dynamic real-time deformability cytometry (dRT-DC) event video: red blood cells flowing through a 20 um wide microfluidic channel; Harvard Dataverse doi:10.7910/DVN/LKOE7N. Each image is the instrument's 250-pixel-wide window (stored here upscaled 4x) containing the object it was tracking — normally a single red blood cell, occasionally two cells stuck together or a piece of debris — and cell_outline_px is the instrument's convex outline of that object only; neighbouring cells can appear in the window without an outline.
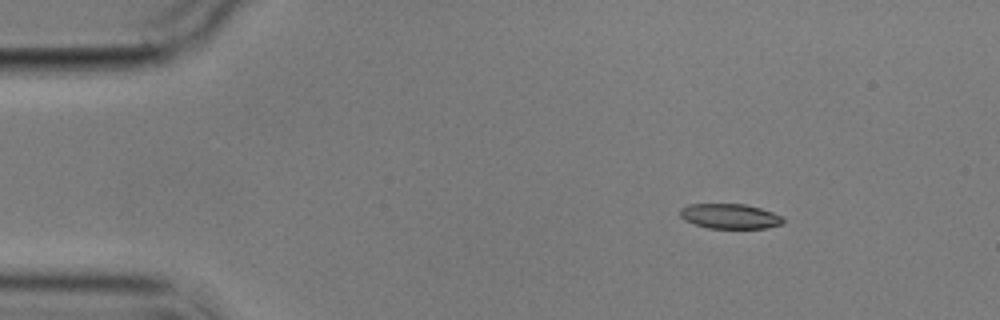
{"species": "common noctule bat (a hibernating species)", "species_latin": "Nyctalus noctula", "temperature_condition": "cold", "stored_images_in_passage": 8, "camera_frame_rate_fps": 3000, "um_per_image_px": 0.085, "animal": {"sex": "male", "body_mass_g": 17.9}, "frame": {"image": 1, "passage_image": 1, "time_ms": 0.0, "image_size_px": [1000, 320], "cell_outline_px": [[784, 220], [780, 224], [764, 228], [708, 228], [684, 220], [680, 216], [680, 208], [688, 204], [744, 204], [760, 208], [772, 212], [780, 216]], "centroid_in_image_um": [61.99, 18.37], "position_along_channel_um": 23.0, "area_um2": 14.8}}
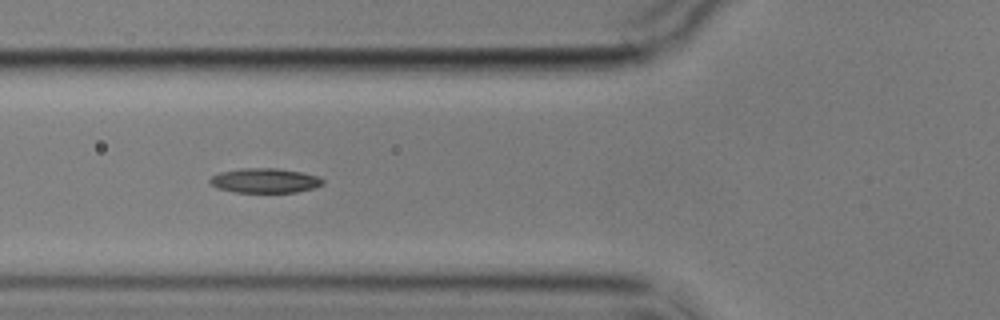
{"frame": {"image": 2, "passage_image": 5, "time_ms": 4.333, "image_size_px": [1000, 320], "cell_outline_px": [[324, 184], [316, 188], [296, 192], [236, 192], [216, 188], [208, 180], [212, 176], [220, 172], [240, 168], [276, 168], [300, 172], [320, 176], [324, 180]], "centroid_in_image_um": [22.54, 15.35], "position_along_channel_um": 103.3, "area_um2": 16.3}}
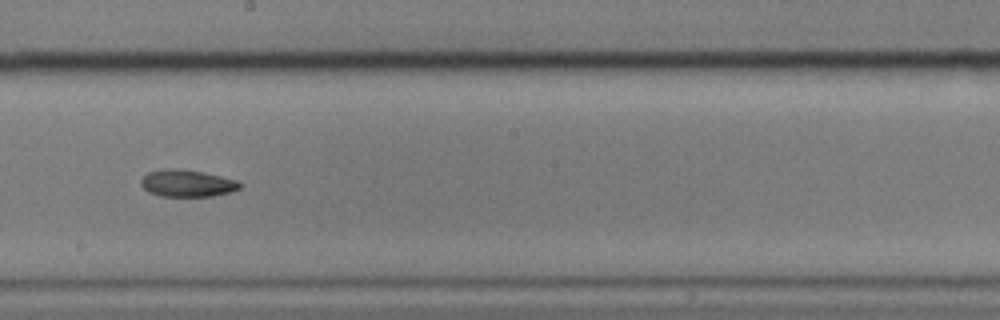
{"frame": {"image": 3, "passage_image": 8, "time_ms": 8.0, "image_size_px": [1000, 320], "cell_outline_px": [[240, 188], [232, 192], [212, 196], [160, 196], [148, 192], [140, 184], [140, 180], [148, 172], [164, 168], [172, 168], [204, 172], [240, 180]], "centroid_in_image_um": [15.92, 15.57], "position_along_channel_um": 232.3, "area_um2": 15.72}}